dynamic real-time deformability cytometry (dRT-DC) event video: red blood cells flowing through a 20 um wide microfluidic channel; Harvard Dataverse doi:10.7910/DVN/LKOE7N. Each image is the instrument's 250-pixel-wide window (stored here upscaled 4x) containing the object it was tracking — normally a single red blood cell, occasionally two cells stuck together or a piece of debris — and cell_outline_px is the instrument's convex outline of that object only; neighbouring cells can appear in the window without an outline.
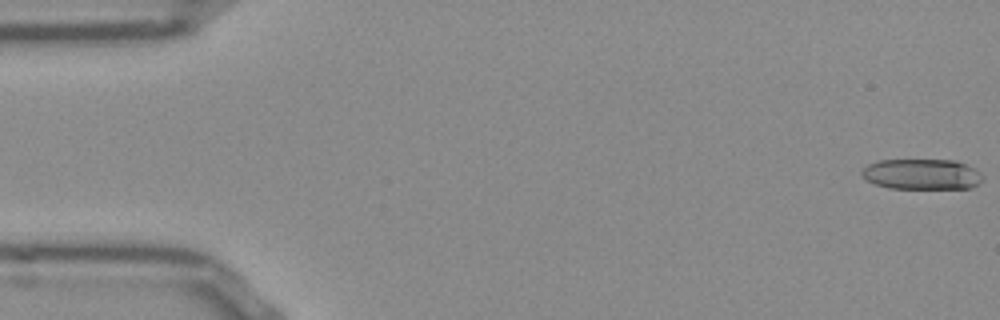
{"species": "Egyptian fruit bat (a non-hibernating species)", "species_latin": "Rousettus aegyptiacus", "temperature_condition": "room temperature", "stored_images_in_passage": 52, "camera_frame_rate_fps": 3000, "um_per_image_px": 0.085, "frame": {"image": 1, "passage_image": 1, "time_ms": 0.0, "image_size_px": [1000, 320], "cell_outline_px": [[984, 176], [976, 184], [968, 188], [888, 188], [876, 184], [868, 180], [860, 172], [868, 164], [880, 160], [956, 160], [976, 168]], "centroid_in_image_um": [78.37, 14.8], "position_along_channel_um": 6.6, "area_um2": 21.39}}
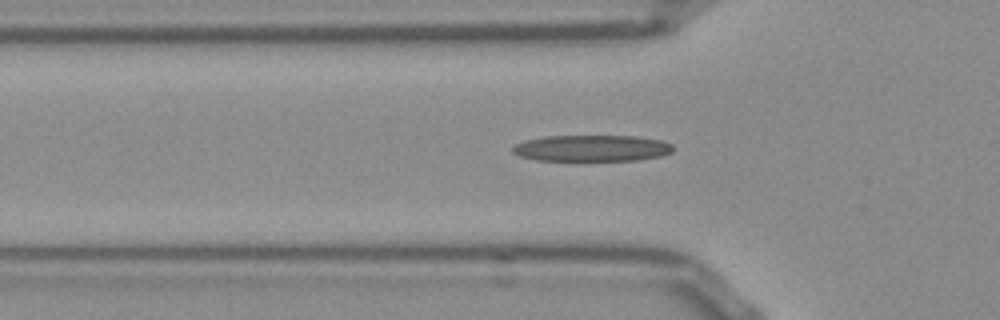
{"frame": {"image": 2, "passage_image": 17, "time_ms": 5.333, "image_size_px": [1000, 320], "cell_outline_px": [[672, 152], [660, 156], [640, 160], [536, 160], [520, 156], [512, 152], [512, 148], [516, 144], [524, 140], [548, 136], [636, 136], [660, 140], [672, 144]], "centroid_in_image_um": [50.3, 12.59], "position_along_channel_um": 75.5, "area_um2": 24.51}}
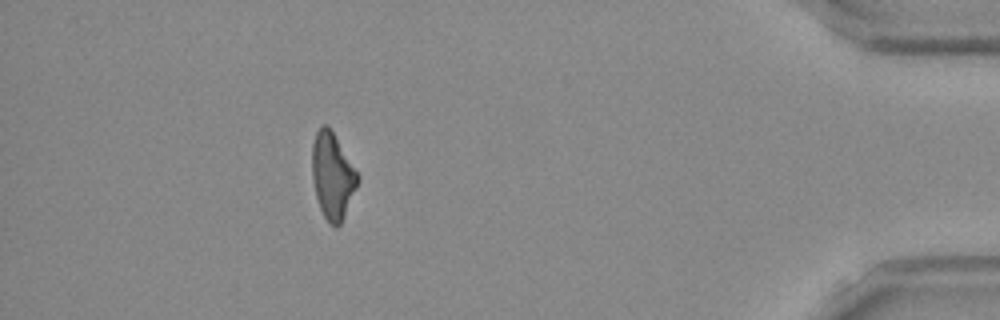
{"frame": {"image": 3, "passage_image": 47, "time_ms": 15.333, "image_size_px": [1000, 320], "cell_outline_px": [[360, 180], [344, 216], [340, 224], [336, 228], [328, 224], [320, 208], [316, 196], [312, 176], [312, 144], [316, 132], [324, 124], [332, 132], [360, 176]], "centroid_in_image_um": [28.26, 15.0], "position_along_channel_um": 406.9, "area_um2": 22.6}}